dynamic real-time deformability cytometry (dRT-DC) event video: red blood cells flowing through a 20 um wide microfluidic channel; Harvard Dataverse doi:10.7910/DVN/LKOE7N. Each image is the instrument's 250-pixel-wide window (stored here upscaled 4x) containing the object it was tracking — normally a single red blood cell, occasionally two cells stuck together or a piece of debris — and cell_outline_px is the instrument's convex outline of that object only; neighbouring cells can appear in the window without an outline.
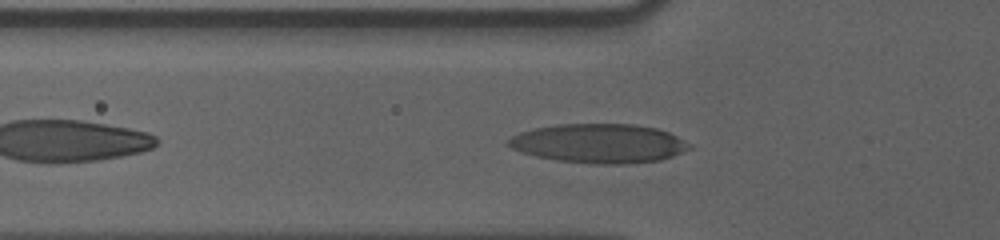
{"species": "human", "species_latin": "Homo sapiens", "temperature_condition": "cold", "stored_images_in_passage": 35, "camera_frame_rate_fps": 3000, "um_per_image_px": 0.085, "donor": {"sex": "male"}, "frame": {"image": 1, "passage_image": 6, "time_ms": 1.667, "image_size_px": [1000, 240], "cell_outline_px": [[692, 148], [672, 156], [660, 160], [628, 164], [588, 164], [556, 160], [536, 156], [512, 148], [504, 144], [504, 140], [520, 132], [536, 128], [556, 124], [636, 124], [656, 128], [668, 132], [692, 144]], "centroid_in_image_um": [50.91, 12.19], "position_along_channel_um": 74.9, "area_um2": 41.56}}
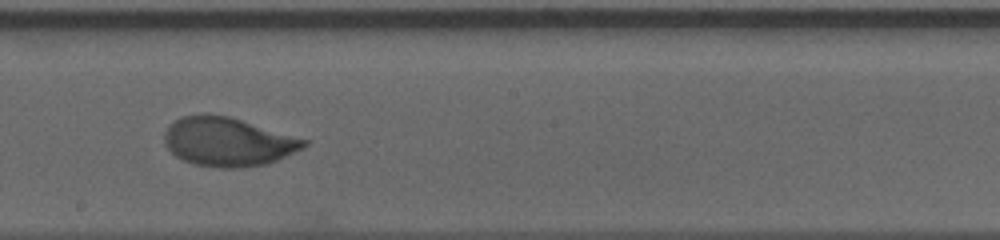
{"frame": {"image": 2, "passage_image": 19, "time_ms": 6.0, "image_size_px": [1000, 240], "cell_outline_px": [[308, 144], [304, 148], [276, 160], [264, 164], [236, 168], [216, 168], [192, 164], [176, 156], [164, 144], [164, 132], [168, 124], [184, 116], [200, 112], [208, 112], [228, 116], [308, 140]], "centroid_in_image_um": [19.32, 12.03], "position_along_channel_um": 228.9, "area_um2": 39.88}}
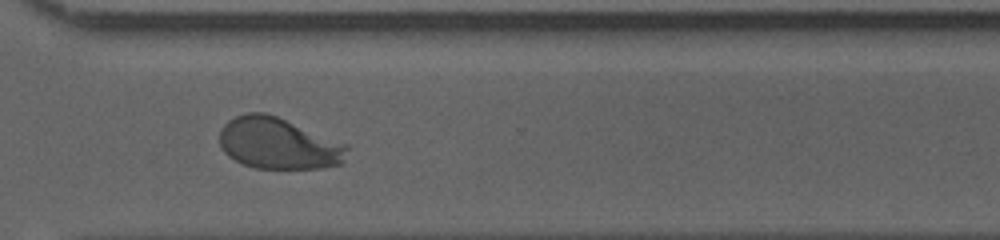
{"frame": {"image": 3, "passage_image": 29, "time_ms": 9.333, "image_size_px": [1000, 240], "cell_outline_px": [[348, 148], [344, 160], [340, 164], [320, 168], [256, 168], [244, 164], [228, 156], [220, 148], [220, 128], [228, 120], [236, 116], [248, 112], [264, 112], [276, 116], [348, 144]], "centroid_in_image_um": [23.65, 12.19], "position_along_channel_um": 347.0, "area_um2": 38.15}, "authors_computed_cell_mechanics": {"area_um2": 39.0728, "velocity_mm_per_s": 3.5485, "shape_relaxation_time_tau1_ms": 3.84, "shape_relaxation_time_tau2_ms": 1.0177, "deformation_change_tau1": 0.1914, "deformation_change_tau2": 0.047}}